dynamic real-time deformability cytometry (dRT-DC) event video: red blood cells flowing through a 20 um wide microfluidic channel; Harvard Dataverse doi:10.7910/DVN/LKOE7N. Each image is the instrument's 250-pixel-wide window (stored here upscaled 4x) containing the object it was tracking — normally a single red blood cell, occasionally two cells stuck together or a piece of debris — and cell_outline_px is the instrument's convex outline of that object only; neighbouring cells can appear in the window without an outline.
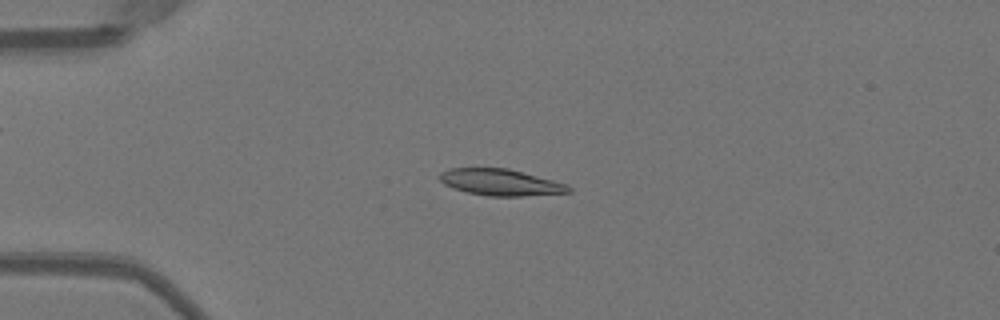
{"species": "Egyptian fruit bat (a non-hibernating species)", "species_latin": "Rousettus aegyptiacus", "temperature_condition": "warm", "stored_images_in_passage": 52, "camera_frame_rate_fps": 3000, "um_per_image_px": 0.085, "animal": {"sex": "female"}, "frame": {"image": 1, "passage_image": 14, "time_ms": 4.333, "image_size_px": [1000, 320], "cell_outline_px": [[572, 192], [524, 196], [488, 196], [468, 192], [452, 188], [444, 184], [440, 180], [440, 172], [448, 168], [508, 168], [568, 184], [572, 188]], "centroid_in_image_um": [42.56, 15.5], "position_along_channel_um": 42.4, "area_um2": 19.94}}
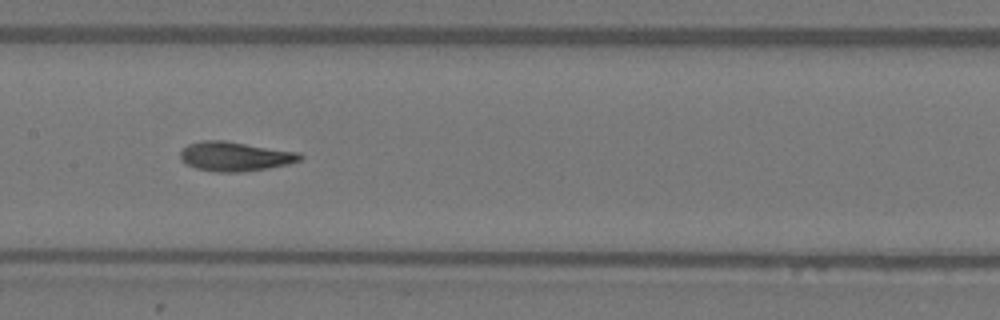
{"frame": {"image": 2, "passage_image": 27, "time_ms": 8.667, "image_size_px": [1000, 320], "cell_outline_px": [[304, 156], [300, 160], [288, 164], [268, 168], [240, 172], [212, 172], [196, 168], [180, 160], [180, 152], [188, 144], [204, 140], [224, 140], [300, 152]], "centroid_in_image_um": [19.98, 13.29], "position_along_channel_um": 187.4, "area_um2": 20.58}}
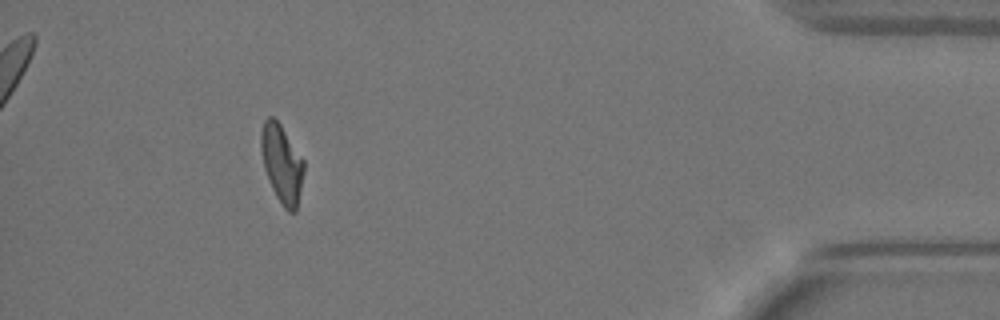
{"frame": {"image": 3, "passage_image": 48, "time_ms": 15.667, "image_size_px": [1000, 320], "cell_outline_px": [[304, 172], [296, 212], [288, 212], [284, 208], [276, 196], [272, 188], [264, 168], [260, 148], [260, 132], [264, 120], [268, 116], [272, 116], [280, 124], [304, 160]], "centroid_in_image_um": [23.94, 13.91], "position_along_channel_um": 411.3, "area_um2": 19.54}, "authors_computed_cell_mechanics": {"area_um2": 19.941, "velocity_mm_per_s": 3.9771, "shape_relaxation_time_tau1_ms": 8.9535, "shape_relaxation_time_tau2_ms": 1.6412, "deformation_change_tau1": 0.2581, "deformation_change_tau2": 0.0739}}